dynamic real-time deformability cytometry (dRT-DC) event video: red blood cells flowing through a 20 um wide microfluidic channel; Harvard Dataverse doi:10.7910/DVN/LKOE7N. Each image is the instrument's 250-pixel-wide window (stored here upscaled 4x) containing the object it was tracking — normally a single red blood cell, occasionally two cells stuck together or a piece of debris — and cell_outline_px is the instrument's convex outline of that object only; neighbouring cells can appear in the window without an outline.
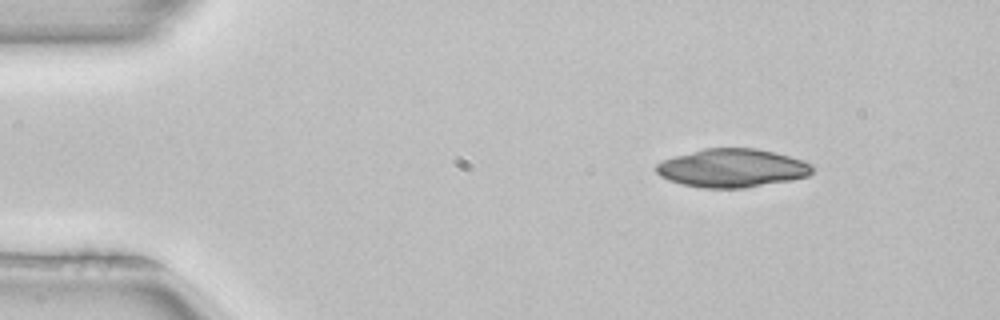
{"species": "common noctule bat (a hibernating species)", "species_latin": "Nyctalus noctula", "temperature_condition": "room temperature", "stored_images_in_passage": 3, "camera_frame_rate_fps": 3000, "um_per_image_px": 0.085, "animal": {"sex": "female", "body_mass_g": 22.7, "forearm_length_mm": 54.2}, "frame": {"image": 1, "passage_image": 1, "time_ms": 0.0, "image_size_px": [1000, 320], "cell_outline_px": [[812, 172], [808, 176], [792, 180], [744, 188], [700, 188], [680, 184], [668, 180], [660, 176], [656, 172], [656, 164], [664, 160], [676, 156], [704, 148], [756, 148], [776, 152], [804, 160], [812, 164]], "centroid_in_image_um": [62.25, 14.29], "position_along_channel_um": 22.8, "area_um2": 35.14}}